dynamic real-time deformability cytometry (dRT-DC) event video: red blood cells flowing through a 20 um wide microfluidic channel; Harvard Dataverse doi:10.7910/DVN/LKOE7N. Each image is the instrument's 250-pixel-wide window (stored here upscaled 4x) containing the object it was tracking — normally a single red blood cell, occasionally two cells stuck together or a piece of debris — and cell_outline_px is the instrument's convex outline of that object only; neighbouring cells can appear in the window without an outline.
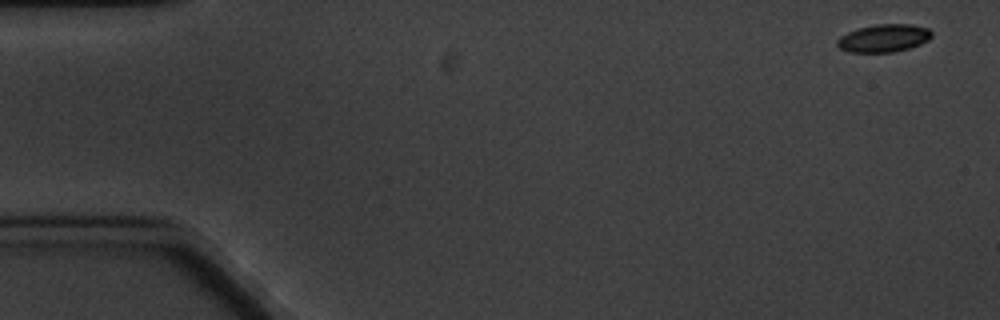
{"species": "common noctule bat (a hibernating species)", "species_latin": "Nyctalus noctula", "temperature_condition": "cold", "stored_images_in_passage": 7, "camera_frame_rate_fps": 3000, "um_per_image_px": 0.085, "animal": {"sex": "male", "body_mass_g": 20.1, "forearm_length_mm": 53.5}, "frame": {"image": 1, "passage_image": 1, "time_ms": 0.0, "image_size_px": [1000, 320], "cell_outline_px": [[932, 36], [928, 40], [920, 44], [908, 48], [892, 52], [848, 52], [840, 48], [836, 44], [836, 40], [840, 36], [856, 28], [876, 24], [912, 24], [928, 28], [932, 32]], "centroid_in_image_um": [75.1, 3.23], "position_along_channel_um": 9.9, "area_um2": 15.37}}
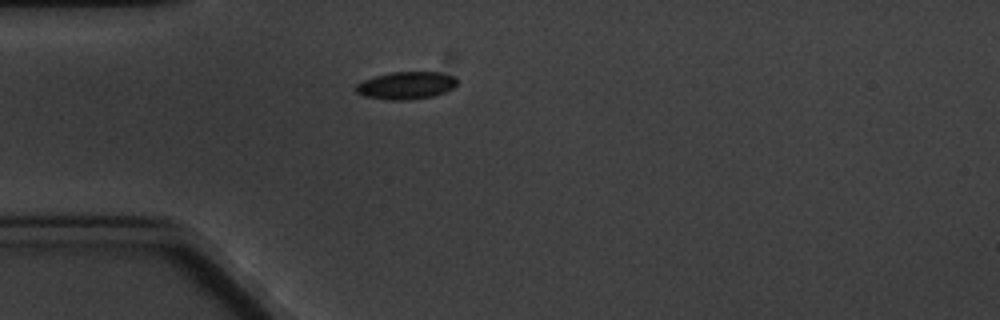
{"frame": {"image": 2, "passage_image": 5, "time_ms": 4.667, "image_size_px": [1000, 320], "cell_outline_px": [[456, 84], [452, 88], [444, 92], [432, 96], [408, 100], [388, 100], [364, 96], [356, 92], [356, 84], [372, 76], [392, 72], [440, 72], [456, 76]], "centroid_in_image_um": [34.5, 7.25], "position_along_channel_um": 50.5, "area_um2": 16.24}}